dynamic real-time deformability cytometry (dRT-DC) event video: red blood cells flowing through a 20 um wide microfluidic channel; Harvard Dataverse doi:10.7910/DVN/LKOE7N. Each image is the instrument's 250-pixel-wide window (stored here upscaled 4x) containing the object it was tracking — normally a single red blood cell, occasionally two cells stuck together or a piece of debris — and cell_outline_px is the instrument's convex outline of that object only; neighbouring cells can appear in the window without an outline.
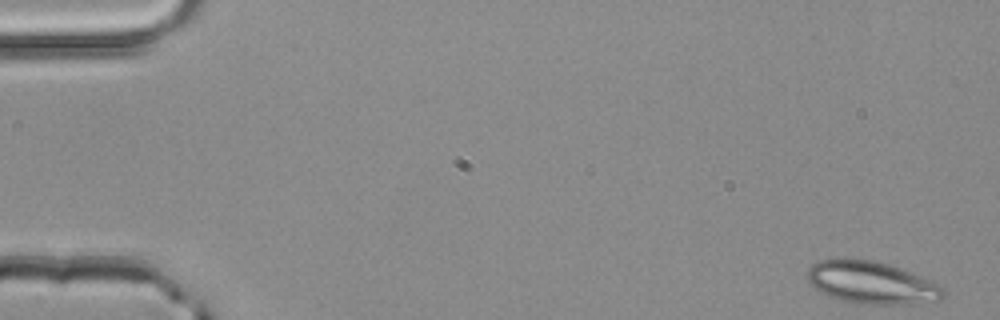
{"species": "common noctule bat (a hibernating species)", "species_latin": "Nyctalus noctula", "temperature_condition": "room temperature", "stored_images_in_passage": 3, "camera_frame_rate_fps": 3000, "um_per_image_px": 0.085, "animal": {"sex": "male", "body_mass_g": 20.4}, "frame": {"image": 1, "passage_image": 1, "time_ms": 0.0, "image_size_px": [1000, 320], "cell_outline_px": [[948, 292], [940, 300], [916, 304], [864, 304], [836, 300], [820, 292], [808, 280], [808, 268], [812, 264], [820, 260], [872, 260], [888, 264], [940, 284]], "centroid_in_image_um": [74.12, 24.06], "position_along_channel_um": 10.9, "area_um2": 33.41}}